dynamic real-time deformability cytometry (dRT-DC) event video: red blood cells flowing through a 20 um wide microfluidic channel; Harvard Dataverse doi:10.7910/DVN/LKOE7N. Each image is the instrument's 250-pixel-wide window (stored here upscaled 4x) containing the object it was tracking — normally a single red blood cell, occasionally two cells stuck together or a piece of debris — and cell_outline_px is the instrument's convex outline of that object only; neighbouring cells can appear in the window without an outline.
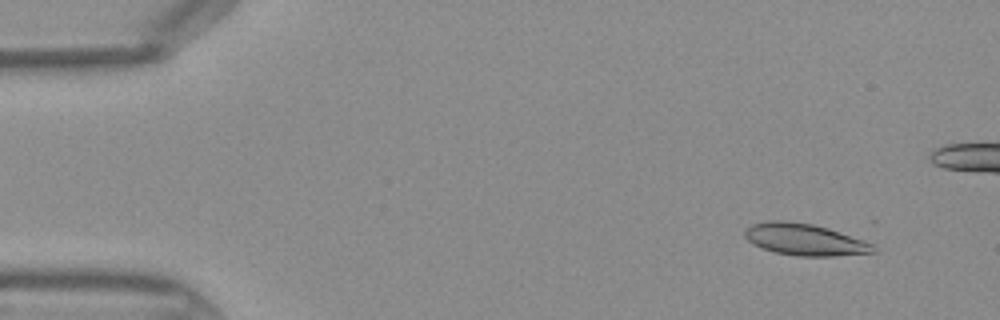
{"species": "Egyptian fruit bat (a non-hibernating species)", "species_latin": "Rousettus aegyptiacus", "temperature_condition": "warm", "stored_images_in_passage": 14, "camera_frame_rate_fps": 3000, "um_per_image_px": 0.085, "frame": {"image": 1, "passage_image": 4, "time_ms": 1.0, "image_size_px": [1000, 320], "cell_outline_px": [[876, 252], [832, 256], [796, 256], [776, 252], [752, 244], [744, 236], [744, 232], [752, 224], [768, 220], [784, 220], [812, 224], [828, 228], [864, 240], [872, 244], [876, 248]], "centroid_in_image_um": [68.4, 20.36], "position_along_channel_um": 16.6, "area_um2": 23.64}}